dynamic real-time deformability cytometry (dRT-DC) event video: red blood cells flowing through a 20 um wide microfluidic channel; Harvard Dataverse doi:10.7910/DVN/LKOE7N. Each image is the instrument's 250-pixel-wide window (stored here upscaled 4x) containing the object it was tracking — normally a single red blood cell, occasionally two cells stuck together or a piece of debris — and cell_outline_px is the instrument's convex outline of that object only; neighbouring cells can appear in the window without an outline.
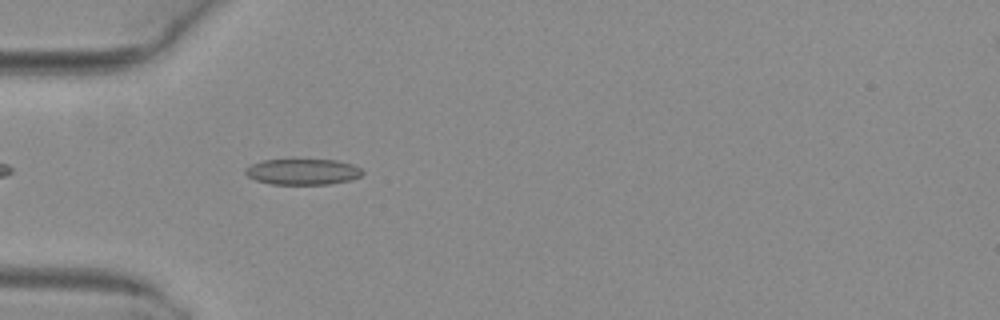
{"species": "common noctule bat (a hibernating species)", "species_latin": "Nyctalus noctula", "temperature_condition": "warm", "stored_images_in_passage": 4, "camera_frame_rate_fps": 3000, "um_per_image_px": 0.085, "animal": {"sex": "female", "body_mass_g": 29.2, "forearm_length_mm": 56.3}, "frame": {"image": 1, "passage_image": 4, "time_ms": 1.0, "image_size_px": [1000, 320], "cell_outline_px": [[364, 172], [360, 176], [348, 180], [328, 184], [272, 184], [256, 180], [248, 176], [244, 172], [244, 168], [252, 164], [264, 160], [336, 160], [352, 164], [360, 168]], "centroid_in_image_um": [25.71, 14.6], "position_along_channel_um": 59.3, "area_um2": 17.46}}